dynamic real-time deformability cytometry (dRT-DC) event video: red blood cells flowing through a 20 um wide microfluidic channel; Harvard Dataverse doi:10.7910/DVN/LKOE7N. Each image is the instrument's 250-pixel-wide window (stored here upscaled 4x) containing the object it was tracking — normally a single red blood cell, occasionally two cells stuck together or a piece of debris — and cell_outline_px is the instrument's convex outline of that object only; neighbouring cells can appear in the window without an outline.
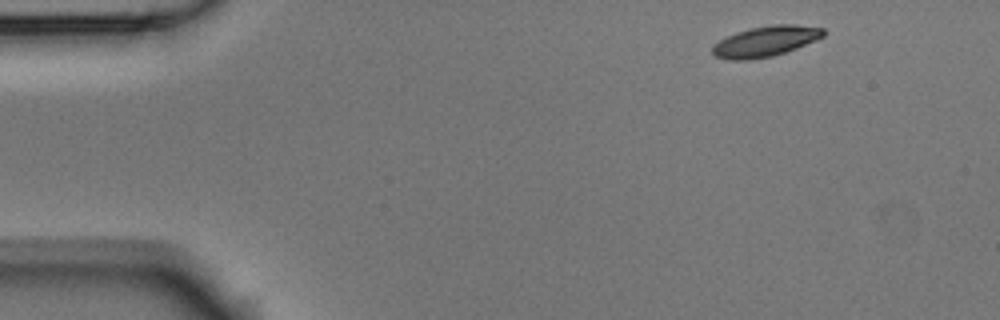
{"species": "Egyptian fruit bat (a non-hibernating species)", "species_latin": "Rousettus aegyptiacus", "temperature_condition": "room temperature", "stored_images_in_passage": 3, "camera_frame_rate_fps": 3000, "um_per_image_px": 0.085, "animal": {"sex": "male"}, "frame": {"image": 1, "passage_image": 1, "time_ms": 0.0, "image_size_px": [1000, 320], "cell_outline_px": [[824, 36], [816, 40], [796, 48], [772, 56], [748, 60], [732, 60], [716, 56], [712, 52], [712, 44], [736, 32], [752, 28], [772, 24], [796, 24], [824, 28]], "centroid_in_image_um": [65.07, 3.5], "position_along_channel_um": 19.9, "area_um2": 19.59}}
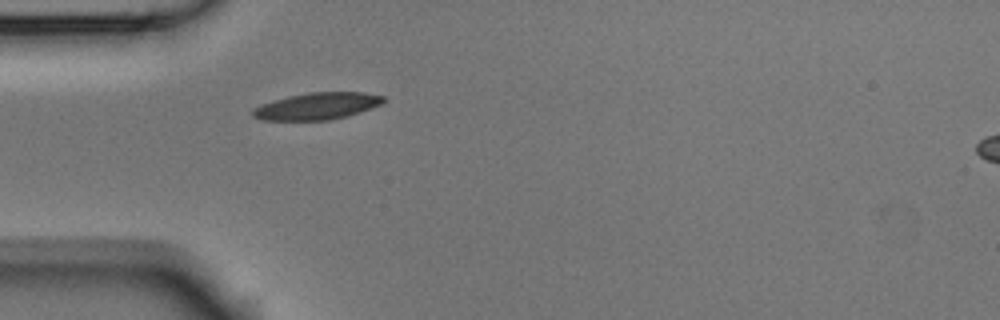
{"frame": {"image": 2, "passage_image": 3, "time_ms": 0.667, "image_size_px": [1000, 320], "cell_outline_px": [[384, 100], [380, 104], [344, 116], [328, 120], [260, 120], [252, 116], [252, 108], [260, 104], [272, 100], [288, 96], [308, 92], [364, 92], [384, 96]], "centroid_in_image_um": [26.85, 9.01], "position_along_channel_um": 58.1, "area_um2": 20.29}}